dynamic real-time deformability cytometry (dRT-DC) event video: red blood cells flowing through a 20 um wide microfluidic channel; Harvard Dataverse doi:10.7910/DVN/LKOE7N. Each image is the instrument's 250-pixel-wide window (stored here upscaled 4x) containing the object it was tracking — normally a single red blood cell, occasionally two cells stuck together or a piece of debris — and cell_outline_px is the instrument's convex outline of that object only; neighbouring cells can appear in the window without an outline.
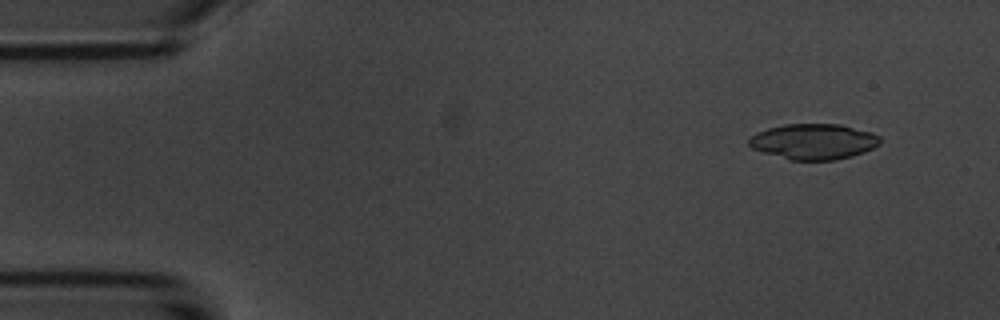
{"species": "common noctule bat (a hibernating species)", "species_latin": "Nyctalus noctula", "temperature_condition": "room temperature", "stored_images_in_passage": 6, "camera_frame_rate_fps": 3000, "um_per_image_px": 0.085, "animal": {"sex": "male", "body_mass_g": 20.1, "forearm_length_mm": 53.5}, "frame": {"image": 1, "passage_image": 2, "time_ms": 1.333, "image_size_px": [1000, 320], "cell_outline_px": [[880, 144], [864, 152], [852, 156], [836, 160], [788, 160], [752, 148], [748, 144], [748, 136], [756, 132], [768, 128], [784, 124], [840, 124], [872, 132], [880, 136]], "centroid_in_image_um": [69.14, 12.03], "position_along_channel_um": 15.9, "area_um2": 27.4}}